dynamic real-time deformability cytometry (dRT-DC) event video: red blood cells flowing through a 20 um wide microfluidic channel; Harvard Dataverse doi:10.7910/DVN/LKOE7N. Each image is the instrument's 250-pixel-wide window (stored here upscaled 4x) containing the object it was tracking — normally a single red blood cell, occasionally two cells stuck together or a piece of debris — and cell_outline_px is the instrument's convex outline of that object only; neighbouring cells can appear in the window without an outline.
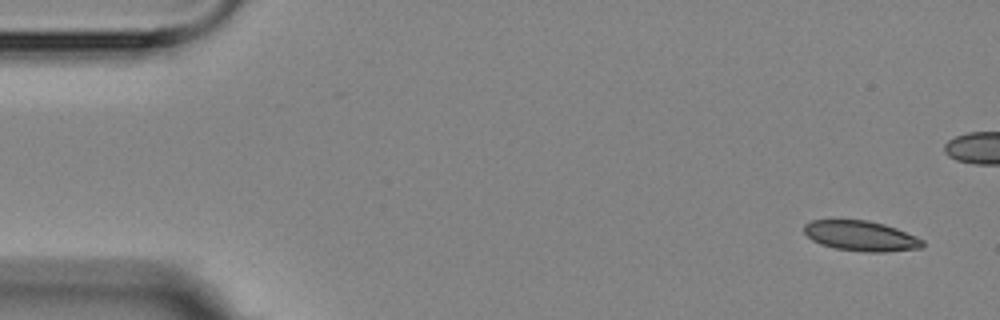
{"species": "Egyptian fruit bat (a non-hibernating species)", "species_latin": "Rousettus aegyptiacus", "temperature_condition": "room temperature", "stored_images_in_passage": 5, "segment_of_instrument_passage": [2, 2], "camera_frame_rate_fps": 3000, "um_per_image_px": 0.085, "animal": {"sex": "female"}, "frame": {"image": 1, "passage_image": 5, "time_ms": 5.667, "image_size_px": [1000, 320], "cell_outline_px": [[924, 244], [920, 248], [884, 252], [868, 252], [836, 248], [820, 244], [812, 240], [804, 232], [804, 224], [812, 220], [868, 220], [884, 224], [896, 228], [916, 236], [924, 240]], "centroid_in_image_um": [73.18, 20.05], "position_along_channel_um": 11.8, "area_um2": 20.75}}